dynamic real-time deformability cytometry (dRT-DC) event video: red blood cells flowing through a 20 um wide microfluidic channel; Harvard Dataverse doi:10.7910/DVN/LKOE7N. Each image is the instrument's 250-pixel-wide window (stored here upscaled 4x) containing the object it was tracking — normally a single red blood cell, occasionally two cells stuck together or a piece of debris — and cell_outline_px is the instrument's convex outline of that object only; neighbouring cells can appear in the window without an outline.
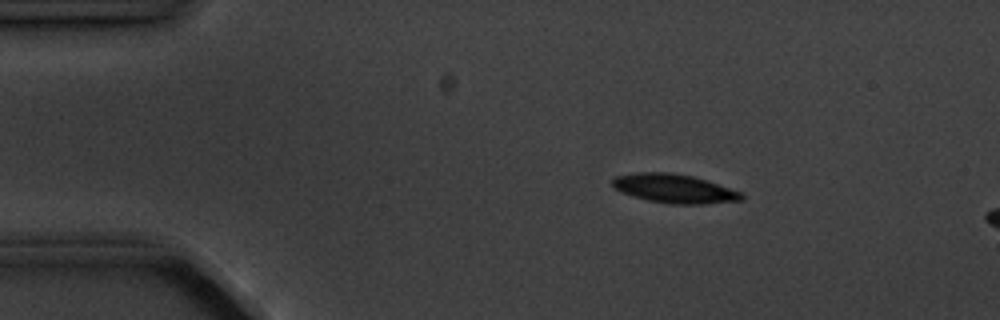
{"species": "common noctule bat (a hibernating species)", "species_latin": "Nyctalus noctula", "temperature_condition": "cold", "stored_images_in_passage": 5, "camera_frame_rate_fps": 3000, "um_per_image_px": 0.085, "animal": {"sex": "male", "body_mass_g": 20.1, "forearm_length_mm": 53.5}, "frame": {"image": 1, "passage_image": 3, "time_ms": 2.333, "image_size_px": [1000, 320], "cell_outline_px": [[744, 200], [704, 204], [672, 204], [648, 200], [620, 192], [612, 188], [612, 176], [640, 172], [668, 172], [692, 176], [740, 192], [744, 196]], "centroid_in_image_um": [57.25, 16.03], "position_along_channel_um": 27.8, "area_um2": 21.62}}